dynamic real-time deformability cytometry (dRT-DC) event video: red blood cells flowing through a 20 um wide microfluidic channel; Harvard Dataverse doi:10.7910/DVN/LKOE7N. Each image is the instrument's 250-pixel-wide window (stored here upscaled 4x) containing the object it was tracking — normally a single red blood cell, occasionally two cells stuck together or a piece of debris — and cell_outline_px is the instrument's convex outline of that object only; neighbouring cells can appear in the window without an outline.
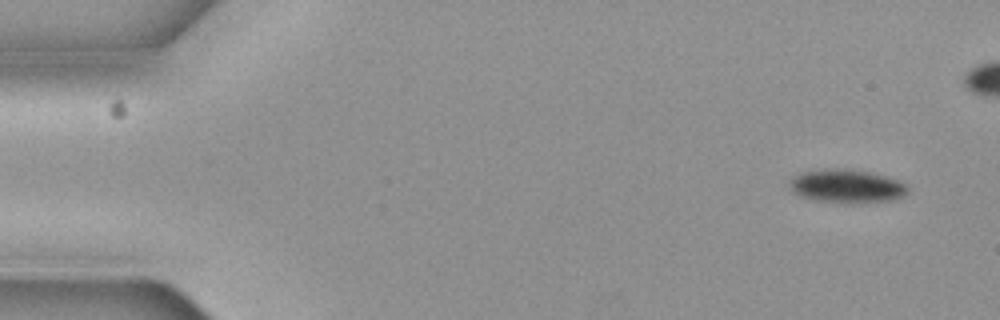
{"species": "common noctule bat (a hibernating species)", "species_latin": "Nyctalus noctula", "temperature_condition": "cold", "stored_images_in_passage": 6, "segment_of_instrument_passage": [1, 2], "camera_frame_rate_fps": 3000, "um_per_image_px": 0.085, "animal": {"sex": "female", "body_mass_g": 19.3, "forearm_length_mm": 54.1}, "frame": {"image": 1, "passage_image": 1, "time_ms": 0.0, "image_size_px": [1000, 320], "cell_outline_px": [[908, 192], [904, 196], [892, 200], [860, 204], [848, 204], [812, 200], [800, 196], [792, 192], [792, 180], [796, 176], [804, 172], [828, 168], [868, 172], [888, 176], [900, 180], [908, 184]], "centroid_in_image_um": [72.06, 15.86], "position_along_channel_um": 12.9, "area_um2": 23.18}}
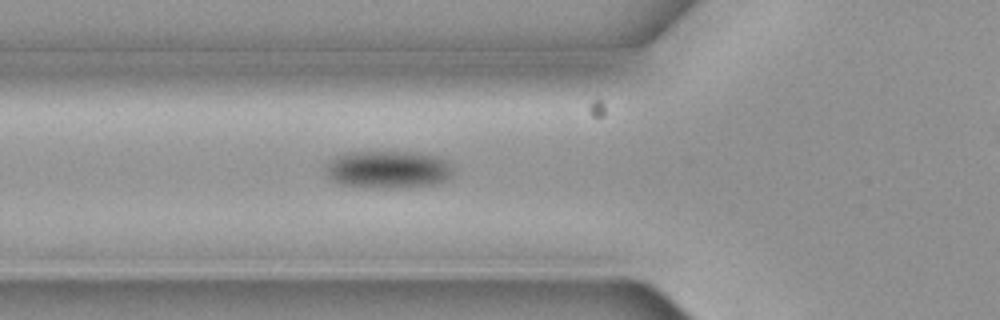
{"frame": {"image": 2, "passage_image": 5, "time_ms": 1.333, "image_size_px": [1000, 320], "cell_outline_px": [[452, 176], [440, 184], [408, 188], [364, 188], [336, 184], [328, 176], [324, 168], [336, 156], [348, 152], [408, 152], [436, 156], [444, 160], [452, 168]], "centroid_in_image_um": [32.97, 14.45], "position_along_channel_um": 92.8, "area_um2": 28.32}}